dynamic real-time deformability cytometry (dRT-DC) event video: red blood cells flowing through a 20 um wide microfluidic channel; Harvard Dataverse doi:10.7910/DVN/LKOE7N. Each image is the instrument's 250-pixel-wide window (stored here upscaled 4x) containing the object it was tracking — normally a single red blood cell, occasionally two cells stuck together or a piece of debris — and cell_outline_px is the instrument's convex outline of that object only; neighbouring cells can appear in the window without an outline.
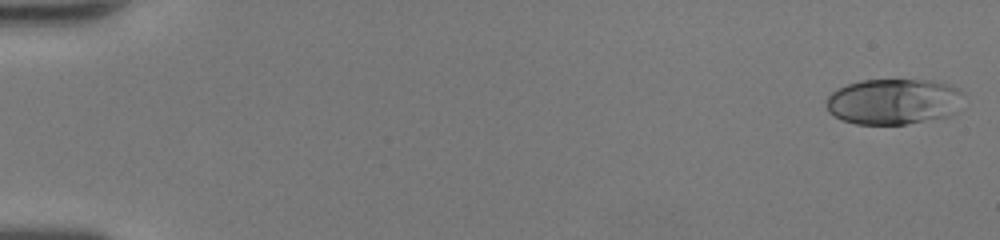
{"species": "human", "species_latin": "Homo sapiens", "temperature_condition": "room temperature", "stored_images_in_passage": 50, "camera_frame_rate_fps": 3000, "um_per_image_px": 0.085, "donor": {"sex": "female"}, "frame": {"image": 1, "passage_image": 1, "time_ms": 0.0, "image_size_px": [1000, 240], "cell_outline_px": [[964, 92], [956, 112], [948, 116], [904, 124], [856, 124], [840, 120], [828, 112], [824, 104], [828, 96], [832, 92], [848, 84], [860, 80], [932, 80], [948, 84], [960, 88]], "centroid_in_image_um": [75.94, 8.63], "position_along_channel_um": 9.1, "area_um2": 36.88}}
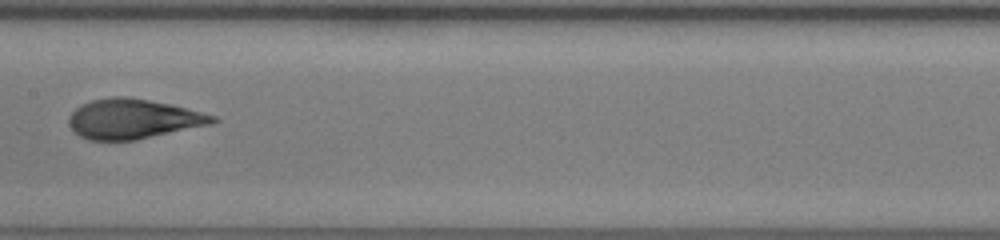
{"frame": {"image": 2, "passage_image": 27, "time_ms": 8.667, "image_size_px": [1000, 240], "cell_outline_px": [[220, 120], [212, 124], [136, 140], [88, 140], [80, 136], [68, 124], [68, 116], [80, 104], [92, 100], [112, 96], [128, 96], [172, 104], [216, 116]], "centroid_in_image_um": [11.32, 10.1], "position_along_channel_um": 196.1, "area_um2": 33.52}}
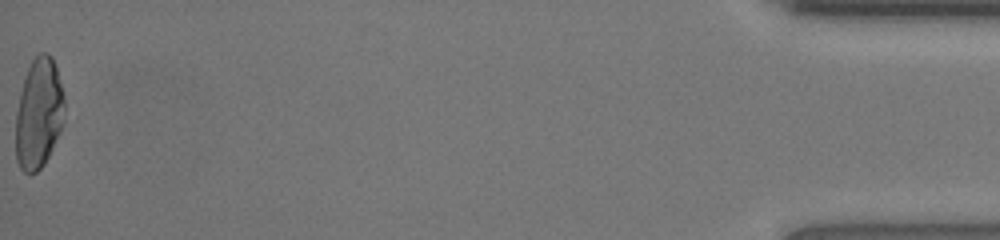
{"frame": {"image": 3, "passage_image": 50, "time_ms": 16.333, "image_size_px": [1000, 240], "cell_outline_px": [[64, 124], [44, 164], [36, 172], [24, 172], [20, 168], [16, 160], [16, 112], [20, 92], [28, 68], [32, 60], [40, 52], [48, 52], [52, 56], [56, 68], [64, 96]], "centroid_in_image_um": [3.3, 9.64], "position_along_channel_um": 431.9, "area_um2": 31.33}, "authors_computed_cell_mechanics": {"area_um2": 33.6685, "velocity_mm_per_s": 4.2897, "shape_relaxation_time_tau1_ms": 6.9063, "shape_relaxation_time_tau2_ms": 0.8151, "deformation_change_tau1": 0.2622, "deformation_change_tau2": 0.0668}}